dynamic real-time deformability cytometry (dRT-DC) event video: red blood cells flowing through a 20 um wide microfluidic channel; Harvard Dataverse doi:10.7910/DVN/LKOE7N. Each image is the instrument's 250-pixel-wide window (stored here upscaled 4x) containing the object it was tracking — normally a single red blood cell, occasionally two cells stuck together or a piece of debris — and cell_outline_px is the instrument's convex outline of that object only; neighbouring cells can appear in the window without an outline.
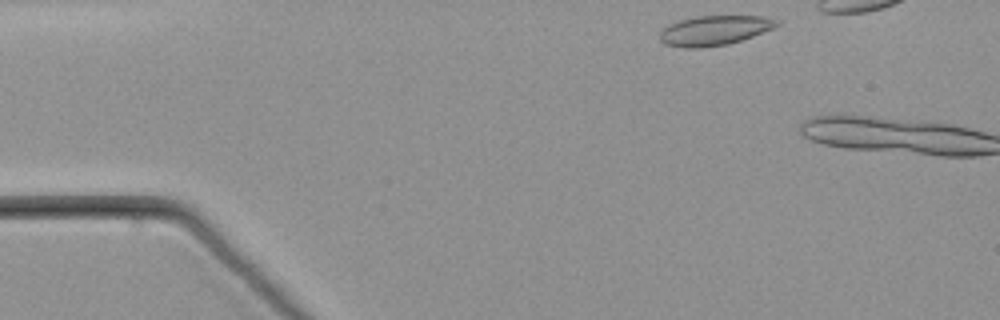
{"species": "common noctule bat (a hibernating species)", "species_latin": "Nyctalus noctula", "temperature_condition": "warm", "stored_images_in_passage": 4, "camera_frame_rate_fps": 3000, "um_per_image_px": 0.085, "animal": {"sex": "male", "body_mass_g": 21.5, "forearm_length_mm": 52.0}, "frame": {"image": 1, "passage_image": 2, "time_ms": 0.333, "image_size_px": [1000, 320], "cell_outline_px": [[780, 24], [772, 28], [752, 36], [728, 44], [704, 48], [684, 48], [664, 44], [660, 40], [660, 32], [668, 24], [680, 20], [696, 16], [764, 16], [780, 20]], "centroid_in_image_um": [60.71, 2.59], "position_along_channel_um": 24.3, "area_um2": 20.29}}